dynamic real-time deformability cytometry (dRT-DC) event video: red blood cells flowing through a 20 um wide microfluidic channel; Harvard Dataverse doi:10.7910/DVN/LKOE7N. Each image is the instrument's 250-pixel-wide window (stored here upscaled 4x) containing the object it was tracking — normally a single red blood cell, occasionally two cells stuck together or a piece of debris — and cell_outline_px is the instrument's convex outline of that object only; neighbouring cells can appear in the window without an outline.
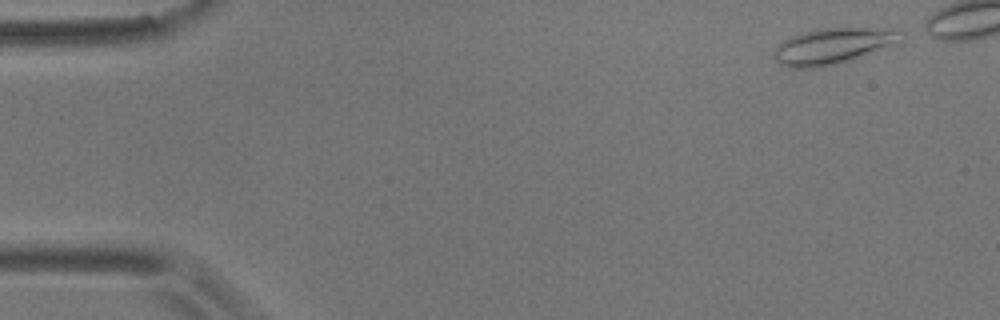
{"species": "common noctule bat (a hibernating species)", "species_latin": "Nyctalus noctula", "temperature_condition": "room temperature", "stored_images_in_passage": 5, "camera_frame_rate_fps": 3000, "um_per_image_px": 0.085, "animal": {"sex": "male", "body_mass_g": 17.9}, "frame": {"image": 1, "passage_image": 1, "time_ms": 0.0, "image_size_px": [1000, 320], "cell_outline_px": [[908, 36], [904, 40], [888, 48], [836, 64], [816, 68], [792, 68], [780, 64], [772, 56], [772, 52], [776, 44], [800, 32], [816, 28], [900, 28], [908, 32]], "centroid_in_image_um": [70.9, 3.88], "position_along_channel_um": 14.1, "area_um2": 27.57}}